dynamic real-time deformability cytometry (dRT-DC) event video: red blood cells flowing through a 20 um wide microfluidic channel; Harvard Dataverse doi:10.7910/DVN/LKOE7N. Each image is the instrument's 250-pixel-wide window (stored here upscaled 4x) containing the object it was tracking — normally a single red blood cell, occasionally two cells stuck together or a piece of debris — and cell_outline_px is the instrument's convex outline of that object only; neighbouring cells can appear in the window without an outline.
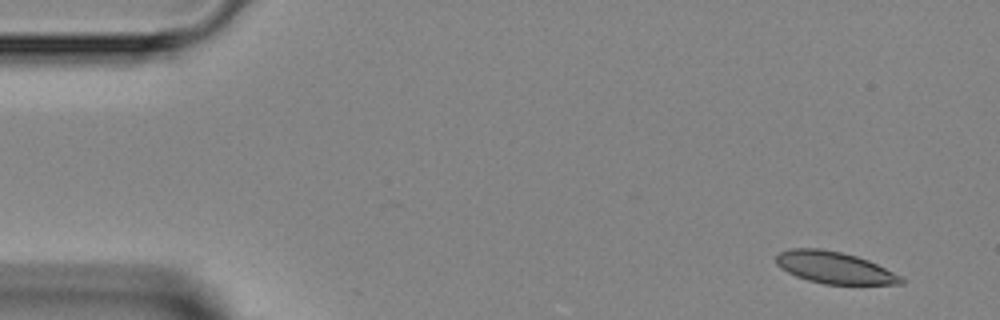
{"species": "Egyptian fruit bat (a non-hibernating species)", "species_latin": "Rousettus aegyptiacus", "temperature_condition": "room temperature", "stored_images_in_passage": 4, "camera_frame_rate_fps": 3000, "um_per_image_px": 0.085, "animal": {"sex": "female"}, "frame": {"image": 1, "passage_image": 1, "time_ms": 0.0, "image_size_px": [1000, 320], "cell_outline_px": [[904, 284], [824, 284], [808, 280], [796, 276], [780, 268], [776, 264], [776, 256], [780, 252], [792, 248], [820, 248], [840, 252], [856, 256], [868, 260], [900, 276], [904, 280]], "centroid_in_image_um": [70.89, 22.74], "position_along_channel_um": 14.1, "area_um2": 22.95}}